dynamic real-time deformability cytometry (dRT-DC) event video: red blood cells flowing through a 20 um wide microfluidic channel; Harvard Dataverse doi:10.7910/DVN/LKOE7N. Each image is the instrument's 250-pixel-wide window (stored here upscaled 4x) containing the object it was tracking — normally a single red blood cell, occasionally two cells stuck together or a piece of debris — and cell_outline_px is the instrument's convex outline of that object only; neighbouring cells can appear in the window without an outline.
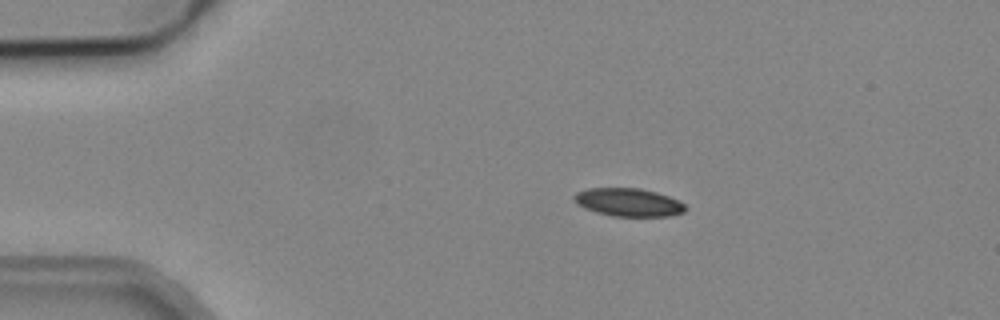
{"species": "common noctule bat (a hibernating species)", "species_latin": "Nyctalus noctula", "temperature_condition": "cold", "stored_images_in_passage": 44, "camera_frame_rate_fps": 3000, "um_per_image_px": 0.085, "animal": {"sex": "male", "body_mass_g": 19.2, "forearm_length_mm": 51.8}, "frame": {"image": 1, "passage_image": 9, "time_ms": 2.667, "image_size_px": [1000, 320], "cell_outline_px": [[684, 212], [668, 216], [612, 216], [596, 212], [584, 208], [572, 196], [576, 192], [588, 188], [640, 188], [656, 192], [680, 200], [684, 204]], "centroid_in_image_um": [53.42, 17.19], "position_along_channel_um": 31.6, "area_um2": 18.09}}
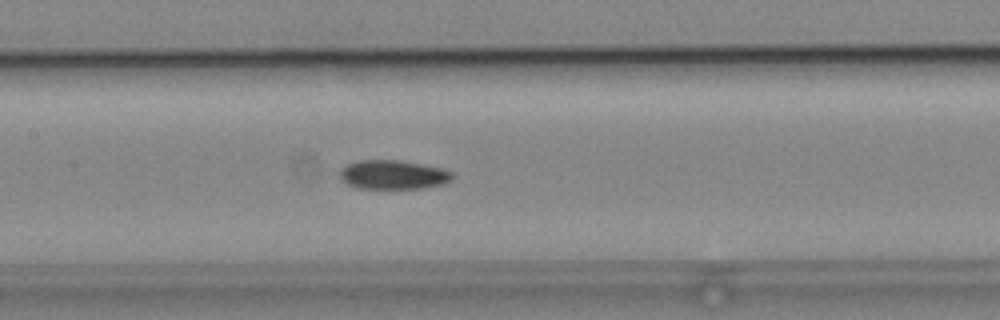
{"frame": {"image": 2, "passage_image": 24, "time_ms": 7.667, "image_size_px": [1000, 320], "cell_outline_px": [[452, 180], [444, 184], [420, 188], [360, 188], [348, 184], [340, 180], [340, 168], [356, 160], [400, 160], [444, 168], [452, 172]], "centroid_in_image_um": [33.41, 14.84], "position_along_channel_um": 174.0, "area_um2": 19.13}}
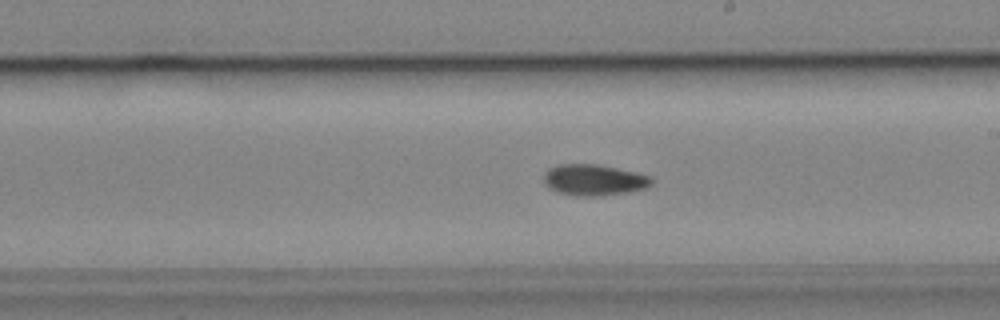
{"frame": {"image": 3, "passage_image": 29, "time_ms": 9.333, "image_size_px": [1000, 320], "cell_outline_px": [[652, 184], [644, 188], [628, 192], [600, 196], [576, 196], [560, 192], [552, 188], [544, 180], [544, 172], [548, 168], [560, 164], [596, 164], [636, 172], [648, 176], [652, 180]], "centroid_in_image_um": [50.48, 15.29], "position_along_channel_um": 238.5, "area_um2": 19.25}}